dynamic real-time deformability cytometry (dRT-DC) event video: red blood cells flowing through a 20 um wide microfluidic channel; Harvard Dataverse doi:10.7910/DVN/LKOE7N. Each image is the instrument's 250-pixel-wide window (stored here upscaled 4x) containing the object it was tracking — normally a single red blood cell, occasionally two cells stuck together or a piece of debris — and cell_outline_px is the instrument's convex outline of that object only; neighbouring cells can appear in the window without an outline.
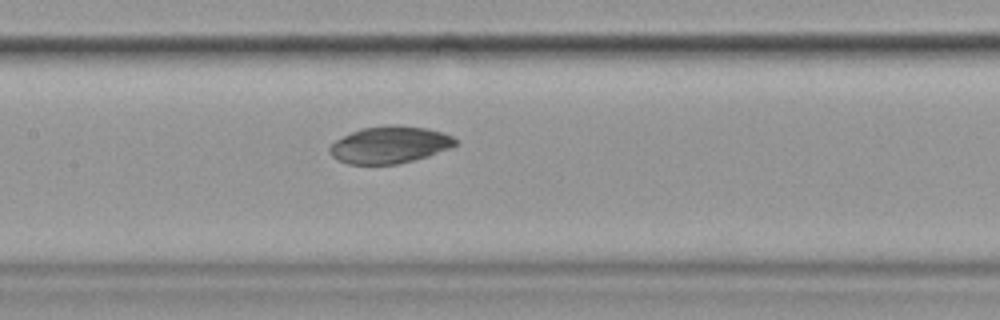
{"species": "common noctule bat (a hibernating species)", "species_latin": "Nyctalus noctula", "temperature_condition": "cold", "stored_images_in_passage": 8, "camera_frame_rate_fps": 3000, "um_per_image_px": 0.085, "animal": {"sex": "female", "body_mass_g": 19.9}, "frame": {"image": 1, "passage_image": 8, "time_ms": 9.0, "image_size_px": [1000, 320], "cell_outline_px": [[456, 144], [452, 148], [428, 156], [396, 164], [348, 164], [336, 160], [328, 152], [328, 148], [336, 140], [360, 128], [388, 124], [396, 124], [428, 128], [444, 132], [452, 136], [456, 140]], "centroid_in_image_um": [33.13, 12.29], "position_along_channel_um": 174.3, "area_um2": 27.4}}